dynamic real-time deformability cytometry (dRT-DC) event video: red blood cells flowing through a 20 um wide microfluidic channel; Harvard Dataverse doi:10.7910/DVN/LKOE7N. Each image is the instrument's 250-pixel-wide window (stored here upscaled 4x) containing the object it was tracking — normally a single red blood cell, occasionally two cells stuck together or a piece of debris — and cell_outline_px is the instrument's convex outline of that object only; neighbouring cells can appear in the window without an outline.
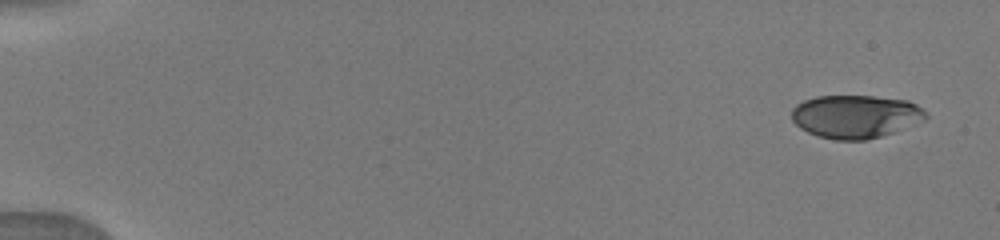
{"species": "human", "species_latin": "Homo sapiens", "temperature_condition": "warm", "stored_images_in_passage": 7, "camera_frame_rate_fps": 3000, "um_per_image_px": 0.085, "donor": {"sex": "male"}, "frame": {"image": 1, "passage_image": 1, "time_ms": 0.0, "image_size_px": [1000, 240], "cell_outline_px": [[928, 120], [880, 136], [864, 140], [836, 140], [816, 136], [800, 128], [792, 120], [792, 108], [796, 104], [804, 100], [816, 96], [872, 96], [908, 100], [916, 104], [928, 116]], "centroid_in_image_um": [72.71, 9.9], "position_along_channel_um": 12.3, "area_um2": 33.81}}
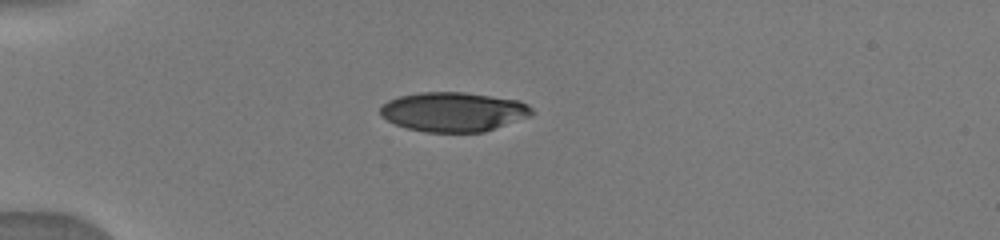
{"frame": {"image": 2, "passage_image": 5, "time_ms": 4.0, "image_size_px": [1000, 240], "cell_outline_px": [[536, 112], [532, 116], [484, 132], [424, 132], [408, 128], [396, 124], [380, 116], [380, 108], [388, 100], [400, 96], [420, 92], [464, 92], [520, 100], [528, 104]], "centroid_in_image_um": [38.59, 9.5], "position_along_channel_um": 46.4, "area_um2": 35.03}}
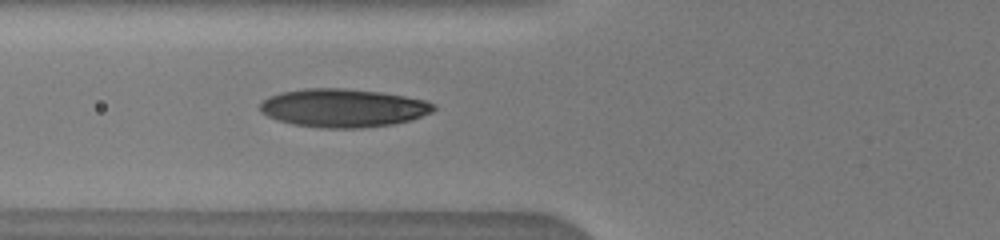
{"frame": {"image": 3, "passage_image": 7, "time_ms": 6.0, "image_size_px": [1000, 240], "cell_outline_px": [[436, 108], [432, 112], [412, 120], [392, 124], [360, 128], [320, 128], [292, 124], [276, 120], [260, 112], [260, 104], [268, 96], [280, 92], [304, 88], [344, 88], [380, 92], [404, 96], [424, 100], [436, 104]], "centroid_in_image_um": [29.15, 9.18], "position_along_channel_um": 96.7, "area_um2": 39.02}}